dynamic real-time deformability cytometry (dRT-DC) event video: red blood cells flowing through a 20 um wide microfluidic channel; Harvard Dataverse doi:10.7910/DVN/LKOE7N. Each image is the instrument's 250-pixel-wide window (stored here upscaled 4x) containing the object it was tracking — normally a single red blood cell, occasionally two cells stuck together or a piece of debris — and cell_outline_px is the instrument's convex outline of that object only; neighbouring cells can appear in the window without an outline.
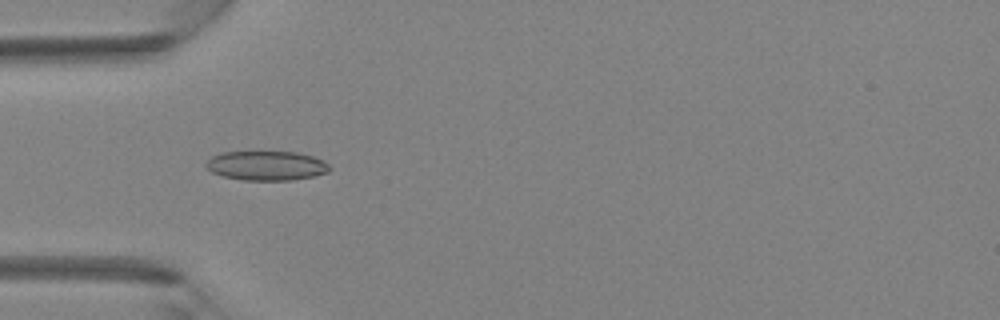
{"species": "Egyptian fruit bat (a non-hibernating species)", "species_latin": "Rousettus aegyptiacus", "temperature_condition": "room temperature", "stored_images_in_passage": 5, "camera_frame_rate_fps": 3000, "um_per_image_px": 0.085, "animal": {"sex": "female"}, "frame": {"image": 1, "passage_image": 3, "time_ms": 2.333, "image_size_px": [1000, 320], "cell_outline_px": [[332, 168], [328, 172], [312, 176], [292, 180], [244, 180], [224, 176], [212, 172], [204, 164], [212, 156], [224, 152], [248, 148], [300, 152], [312, 156], [328, 164]], "centroid_in_image_um": [22.62, 14.01], "position_along_channel_um": 62.4, "area_um2": 22.08}}
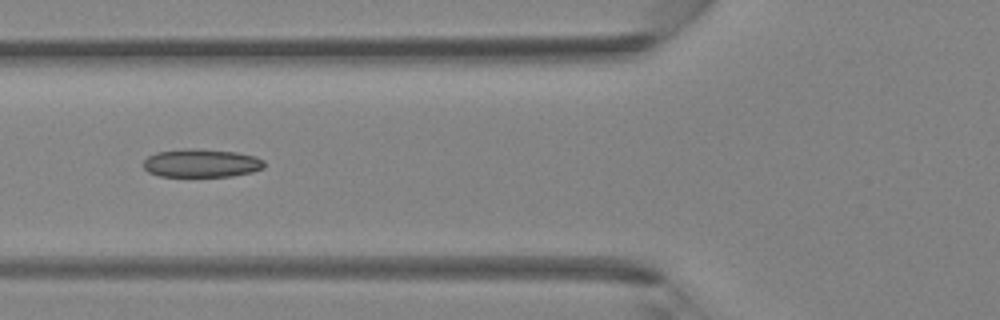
{"frame": {"image": 2, "passage_image": 4, "time_ms": 3.333, "image_size_px": [1000, 320], "cell_outline_px": [[264, 168], [252, 172], [232, 176], [160, 176], [148, 172], [144, 168], [144, 160], [148, 156], [156, 152], [184, 148], [196, 148], [236, 152], [252, 156], [264, 160]], "centroid_in_image_um": [17.1, 13.86], "position_along_channel_um": 108.7, "area_um2": 19.94}}
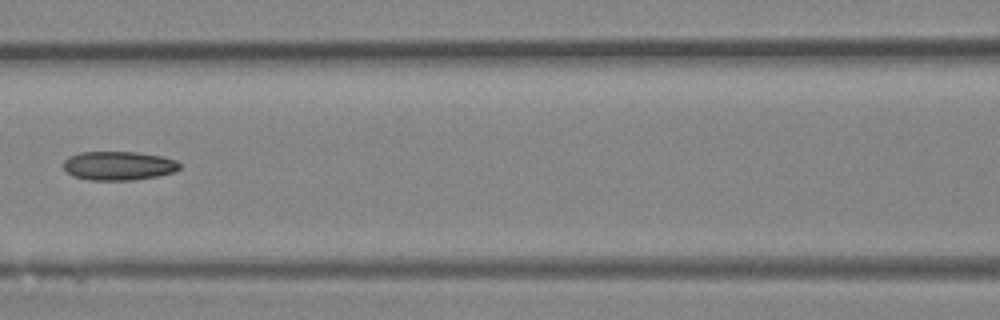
{"frame": {"image": 3, "passage_image": 5, "time_ms": 4.333, "image_size_px": [1000, 320], "cell_outline_px": [[180, 168], [172, 172], [156, 176], [132, 180], [88, 180], [72, 176], [64, 168], [64, 160], [68, 156], [80, 152], [136, 152], [164, 156], [176, 160], [180, 164]], "centroid_in_image_um": [10.06, 14.08], "position_along_channel_um": 156.5, "area_um2": 19.59}}